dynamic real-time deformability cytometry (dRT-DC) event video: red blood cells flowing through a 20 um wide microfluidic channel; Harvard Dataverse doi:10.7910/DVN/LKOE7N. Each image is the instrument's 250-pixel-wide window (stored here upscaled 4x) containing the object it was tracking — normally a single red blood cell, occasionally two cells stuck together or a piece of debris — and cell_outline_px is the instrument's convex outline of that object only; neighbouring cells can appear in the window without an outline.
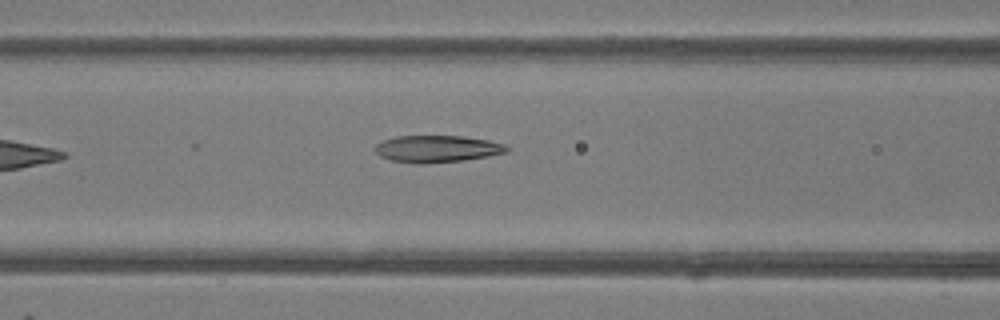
{"species": "common noctule bat (a hibernating species)", "species_latin": "Nyctalus noctula", "temperature_condition": "room temperature", "stored_images_in_passage": 6, "camera_frame_rate_fps": 3000, "um_per_image_px": 0.085, "animal": {"sex": "female"}, "frame": {"image": 1, "passage_image": 6, "time_ms": 6.0, "image_size_px": [1000, 320], "cell_outline_px": [[508, 152], [488, 156], [464, 160], [424, 164], [416, 164], [392, 160], [380, 156], [372, 148], [380, 140], [396, 136], [460, 136], [488, 140], [504, 144], [508, 148]], "centroid_in_image_um": [37.1, 12.65], "position_along_channel_um": 129.5, "area_um2": 20.81}}